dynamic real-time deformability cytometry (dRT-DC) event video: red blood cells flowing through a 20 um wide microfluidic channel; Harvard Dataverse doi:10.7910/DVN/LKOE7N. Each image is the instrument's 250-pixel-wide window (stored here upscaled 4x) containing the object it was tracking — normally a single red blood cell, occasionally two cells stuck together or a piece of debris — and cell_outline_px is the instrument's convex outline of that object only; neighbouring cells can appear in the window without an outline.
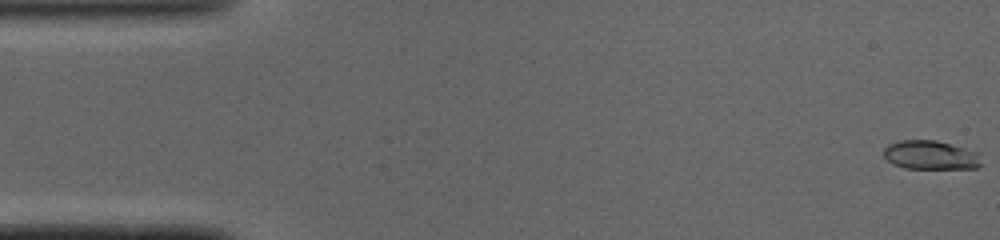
{"species": "common noctule bat (a hibernating species)", "species_latin": "Nyctalus noctula", "temperature_condition": "cold", "stored_images_in_passage": 9, "camera_frame_rate_fps": 3000, "um_per_image_px": 0.085, "animal": {"sex": "male", "body_mass_g": 19.0, "forearm_length_mm": 50.8}, "frame": {"image": 1, "passage_image": 1, "time_ms": 0.0, "image_size_px": [1000, 240], "cell_outline_px": [[980, 164], [976, 168], [904, 168], [892, 164], [884, 156], [884, 148], [888, 144], [900, 140], [936, 140], [980, 152]], "centroid_in_image_um": [79.09, 13.17], "position_along_channel_um": 5.9, "area_um2": 16.47}}